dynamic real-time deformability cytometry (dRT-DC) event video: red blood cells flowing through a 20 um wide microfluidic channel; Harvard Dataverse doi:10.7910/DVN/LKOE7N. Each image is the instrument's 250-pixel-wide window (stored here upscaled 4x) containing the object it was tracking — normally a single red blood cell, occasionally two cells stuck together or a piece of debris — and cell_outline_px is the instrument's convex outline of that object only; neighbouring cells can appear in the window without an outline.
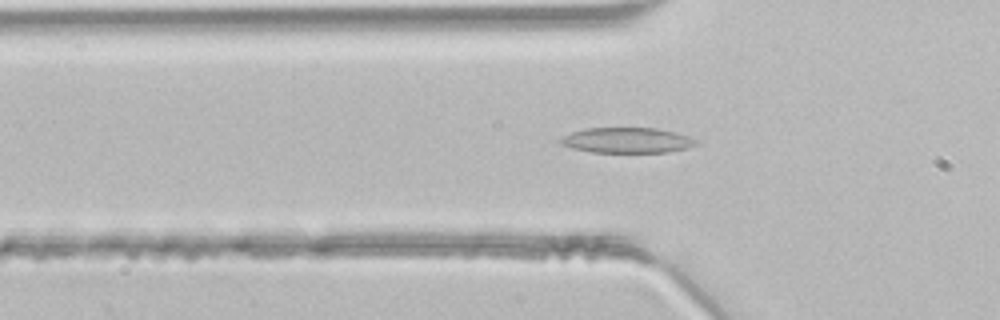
{"species": "common noctule bat (a hibernating species)", "species_latin": "Nyctalus noctula", "temperature_condition": "room temperature", "stored_images_in_passage": 41, "segment_of_instrument_passage": [1, 2], "camera_frame_rate_fps": 3000, "um_per_image_px": 0.085, "animal": {"sex": "male", "body_mass_g": 21.5, "forearm_length_mm": 52.0}, "frame": {"image": 1, "passage_image": 10, "time_ms": 3.0, "image_size_px": [1000, 320], "cell_outline_px": [[696, 144], [688, 148], [668, 152], [592, 152], [572, 148], [560, 144], [556, 140], [572, 132], [584, 128], [656, 128], [688, 136], [696, 140]], "centroid_in_image_um": [53.24, 11.92], "position_along_channel_um": 72.6, "area_um2": 19.94}}
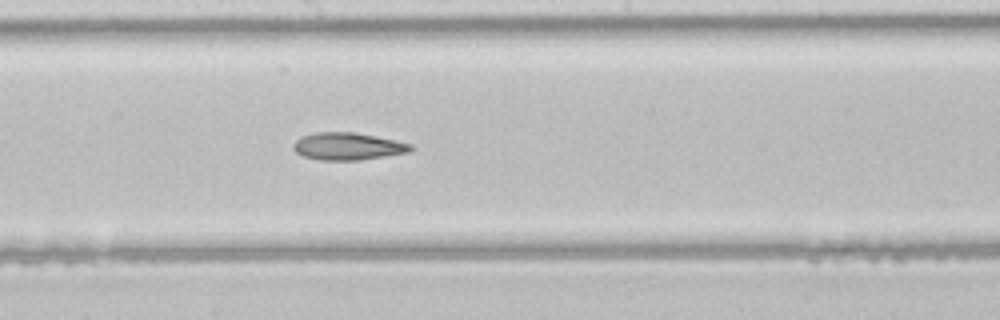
{"frame": {"image": 2, "passage_image": 20, "time_ms": 6.333, "image_size_px": [1000, 320], "cell_outline_px": [[416, 148], [412, 152], [360, 160], [320, 160], [304, 156], [296, 152], [292, 148], [292, 144], [300, 136], [316, 132], [352, 132], [376, 136], [396, 140], [412, 144]], "centroid_in_image_um": [29.6, 12.43], "position_along_channel_um": 218.6, "area_um2": 18.96}}
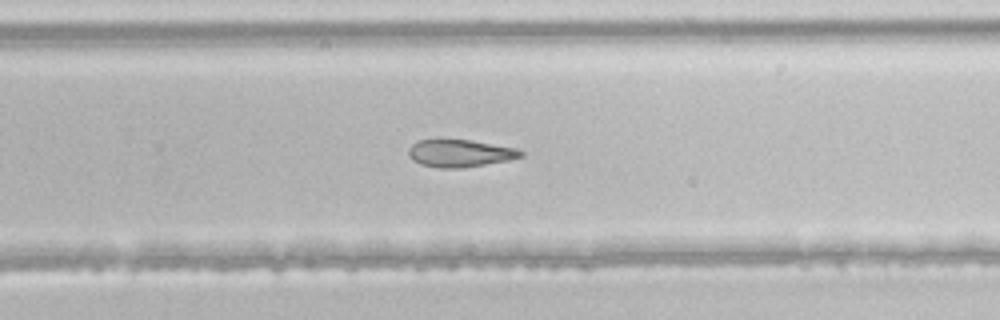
{"frame": {"image": 3, "passage_image": 25, "time_ms": 8.0, "image_size_px": [1000, 320], "cell_outline_px": [[524, 156], [508, 160], [464, 168], [440, 168], [420, 164], [412, 160], [408, 156], [408, 148], [416, 140], [468, 140], [516, 148], [524, 152]], "centroid_in_image_um": [39.07, 13.04], "position_along_channel_um": 290.7, "area_um2": 17.92}}